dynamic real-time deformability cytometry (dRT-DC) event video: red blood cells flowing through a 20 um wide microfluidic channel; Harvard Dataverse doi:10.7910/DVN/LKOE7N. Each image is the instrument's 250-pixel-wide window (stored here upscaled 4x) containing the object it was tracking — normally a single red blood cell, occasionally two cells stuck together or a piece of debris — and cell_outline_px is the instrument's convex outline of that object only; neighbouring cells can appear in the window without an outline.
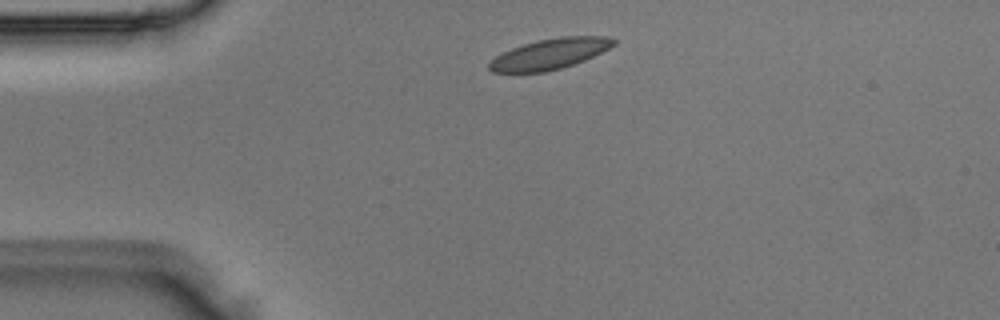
{"species": "Egyptian fruit bat (a non-hibernating species)", "species_latin": "Rousettus aegyptiacus", "temperature_condition": "room temperature", "stored_images_in_passage": 2, "camera_frame_rate_fps": 3000, "um_per_image_px": 0.085, "animal": {"sex": "male"}, "frame": {"image": 1, "passage_image": 1, "time_ms": 0.0, "image_size_px": [1000, 320], "cell_outline_px": [[616, 44], [584, 60], [560, 68], [544, 72], [492, 72], [488, 68], [488, 64], [496, 56], [512, 48], [524, 44], [540, 40], [560, 36], [604, 36], [616, 40]], "centroid_in_image_um": [46.72, 4.58], "position_along_channel_um": 38.3, "area_um2": 21.73}}